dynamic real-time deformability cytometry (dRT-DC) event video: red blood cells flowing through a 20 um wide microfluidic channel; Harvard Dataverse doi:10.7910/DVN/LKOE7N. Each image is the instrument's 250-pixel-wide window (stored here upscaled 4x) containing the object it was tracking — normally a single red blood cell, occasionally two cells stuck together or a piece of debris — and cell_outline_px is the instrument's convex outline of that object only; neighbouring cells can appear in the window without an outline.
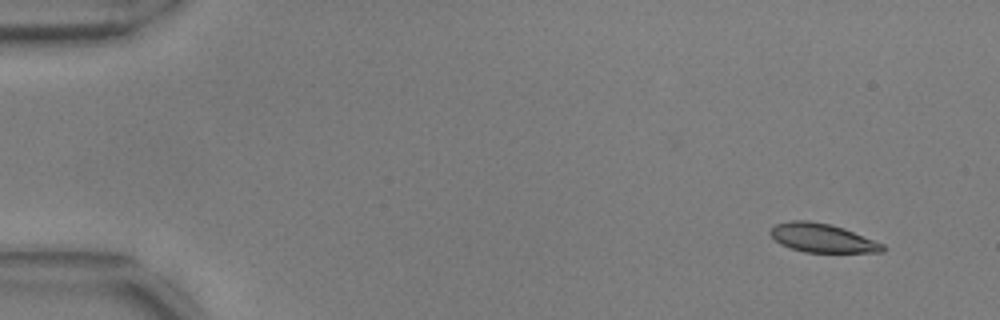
{"species": "common noctule bat (a hibernating species)", "species_latin": "Nyctalus noctula", "temperature_condition": "warm", "stored_images_in_passage": 29, "camera_frame_rate_fps": 3000, "um_per_image_px": 0.085, "animal": {"sex": "male", "body_mass_g": 17.9, "forearm_length_mm": 54.2}, "frame": {"image": 1, "passage_image": 4, "time_ms": 1.0, "image_size_px": [1000, 320], "cell_outline_px": [[884, 252], [804, 252], [780, 244], [768, 232], [776, 224], [792, 220], [808, 220], [828, 224], [844, 228], [884, 244]], "centroid_in_image_um": [69.88, 20.23], "position_along_channel_um": 15.1, "area_um2": 18.61}}
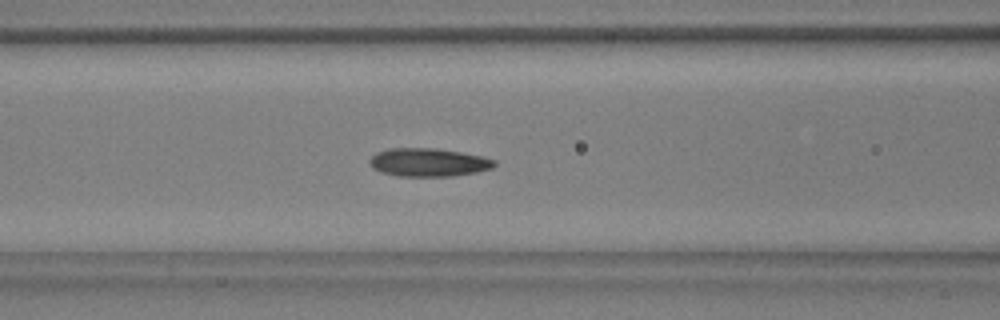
{"frame": {"image": 2, "passage_image": 23, "time_ms": 7.333, "image_size_px": [1000, 320], "cell_outline_px": [[496, 164], [492, 168], [476, 172], [452, 176], [396, 176], [380, 172], [372, 168], [368, 164], [368, 160], [376, 152], [388, 148], [436, 148], [460, 152], [480, 156], [496, 160]], "centroid_in_image_um": [36.36, 13.8], "position_along_channel_um": 130.2, "area_um2": 20.69}}
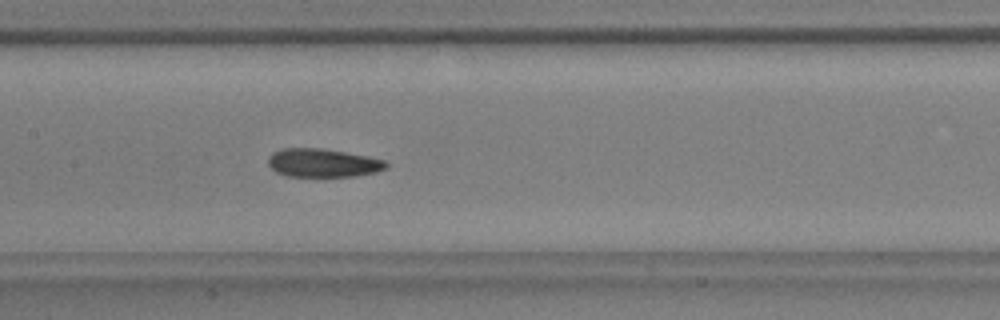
{"frame": {"image": 3, "passage_image": 27, "time_ms": 8.667, "image_size_px": [1000, 320], "cell_outline_px": [[388, 168], [376, 172], [356, 176], [288, 176], [276, 172], [268, 164], [268, 156], [272, 152], [284, 148], [320, 148], [368, 156], [384, 160], [388, 164]], "centroid_in_image_um": [27.45, 13.84], "position_along_channel_um": 180.0, "area_um2": 19.54}}